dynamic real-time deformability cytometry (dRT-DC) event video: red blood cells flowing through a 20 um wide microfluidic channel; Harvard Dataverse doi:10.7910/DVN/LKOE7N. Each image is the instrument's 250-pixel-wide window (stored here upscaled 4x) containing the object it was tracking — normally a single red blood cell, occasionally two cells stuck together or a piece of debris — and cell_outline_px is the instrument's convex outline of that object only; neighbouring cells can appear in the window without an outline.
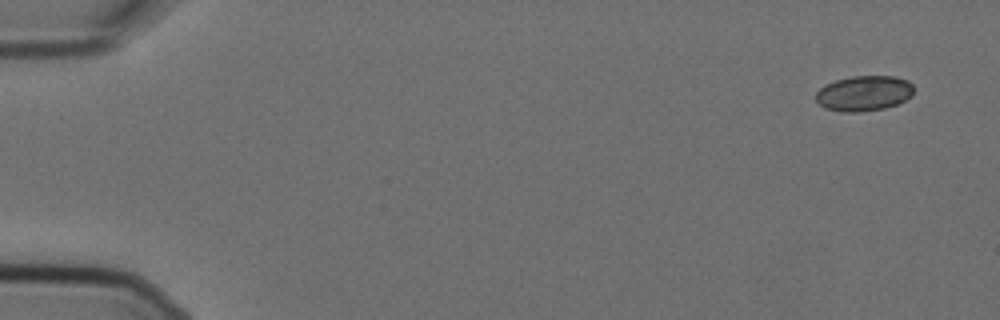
{"species": "Egyptian fruit bat (a non-hibernating species)", "species_latin": "Rousettus aegyptiacus", "temperature_condition": "cold", "stored_images_in_passage": 4, "camera_frame_rate_fps": 3000, "um_per_image_px": 0.085, "animal": {"sex": "female"}, "frame": {"image": 1, "passage_image": 1, "time_ms": 0.0, "image_size_px": [1000, 320], "cell_outline_px": [[912, 96], [896, 104], [884, 108], [860, 112], [840, 112], [824, 108], [816, 100], [816, 92], [824, 84], [836, 80], [852, 76], [896, 76], [908, 80], [912, 84]], "centroid_in_image_um": [73.41, 7.93], "position_along_channel_um": 11.6, "area_um2": 20.23}}